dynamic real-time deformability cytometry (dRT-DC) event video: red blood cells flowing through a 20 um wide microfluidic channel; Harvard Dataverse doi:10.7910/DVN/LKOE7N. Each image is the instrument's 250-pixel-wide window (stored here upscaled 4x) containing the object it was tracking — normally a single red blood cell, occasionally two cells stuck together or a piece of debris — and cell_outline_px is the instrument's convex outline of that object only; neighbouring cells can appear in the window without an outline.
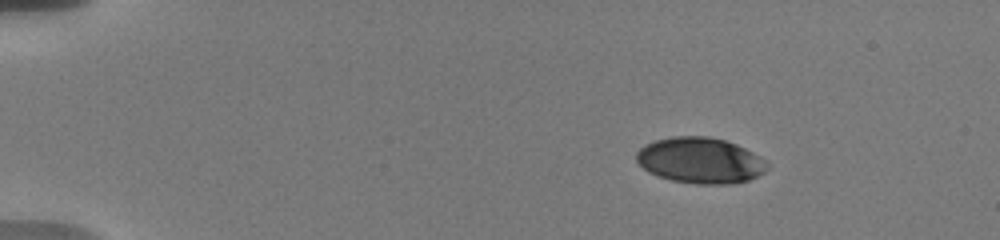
{"species": "human", "species_latin": "Homo sapiens", "temperature_condition": "warm", "stored_images_in_passage": 20, "camera_frame_rate_fps": 3000, "um_per_image_px": 0.085, "donor": {"sex": "male"}, "frame": {"image": 1, "passage_image": 1, "time_ms": 0.0, "image_size_px": [1000, 240], "cell_outline_px": [[768, 168], [764, 172], [748, 180], [732, 184], [696, 184], [672, 180], [656, 176], [648, 172], [636, 160], [636, 152], [644, 144], [656, 140], [672, 136], [708, 136], [724, 140], [736, 144], [760, 156], [764, 160]], "centroid_in_image_um": [59.49, 13.64], "position_along_channel_um": 25.5, "area_um2": 34.97}}
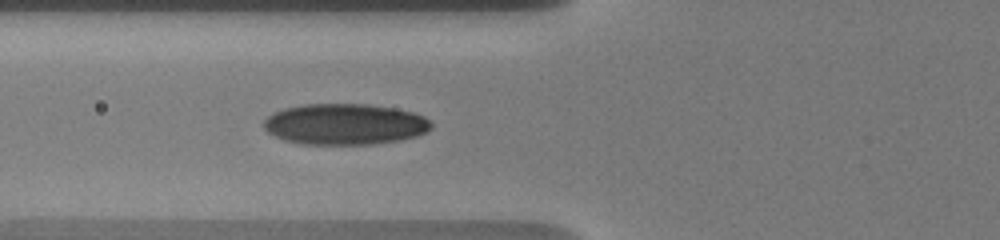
{"frame": {"image": 2, "passage_image": 14, "time_ms": 4.667, "image_size_px": [1000, 240], "cell_outline_px": [[432, 128], [416, 136], [400, 140], [372, 144], [304, 144], [284, 140], [268, 132], [264, 128], [264, 120], [268, 116], [284, 108], [304, 104], [368, 104], [392, 108], [412, 112], [424, 116], [432, 124]], "centroid_in_image_um": [29.31, 10.55], "position_along_channel_um": 96.5, "area_um2": 39.82}}
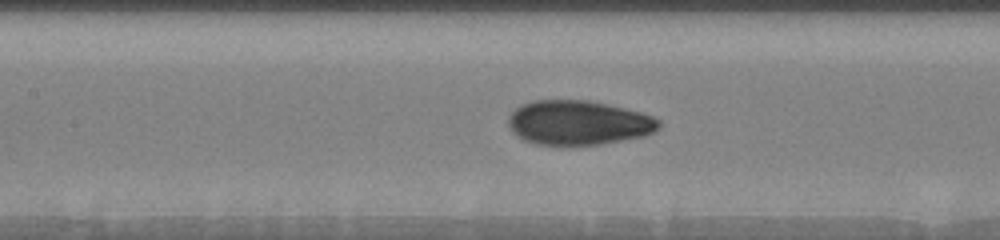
{"frame": {"image": 3, "passage_image": 19, "time_ms": 6.333, "image_size_px": [1000, 240], "cell_outline_px": [[660, 124], [652, 132], [644, 136], [600, 144], [568, 148], [536, 144], [524, 140], [516, 136], [508, 128], [508, 116], [520, 104], [532, 100], [588, 100], [608, 104], [640, 112], [652, 116], [660, 120]], "centroid_in_image_um": [49.09, 10.46], "position_along_channel_um": 158.3, "area_um2": 39.82}}